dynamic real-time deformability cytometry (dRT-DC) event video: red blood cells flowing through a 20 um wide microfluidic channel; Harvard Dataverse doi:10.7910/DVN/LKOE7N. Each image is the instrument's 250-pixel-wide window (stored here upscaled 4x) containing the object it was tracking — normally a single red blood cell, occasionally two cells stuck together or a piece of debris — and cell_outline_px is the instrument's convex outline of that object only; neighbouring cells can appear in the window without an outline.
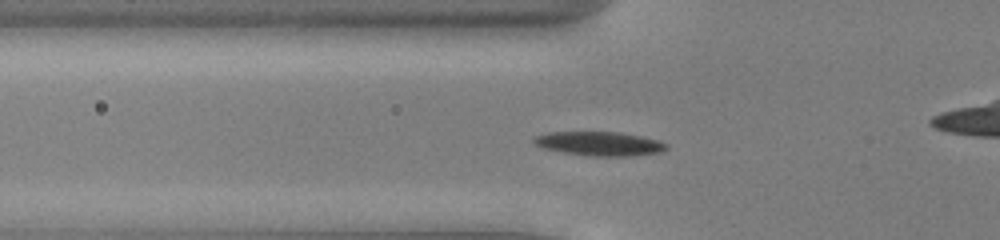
{"species": "common noctule bat (a hibernating species)", "species_latin": "Nyctalus noctula", "temperature_condition": "cold", "stored_images_in_passage": 40, "camera_frame_rate_fps": 3000, "um_per_image_px": 0.085, "animal": {"sex": "male", "body_mass_g": 13.0, "forearm_length_mm": 53.1}, "frame": {"image": 1, "passage_image": 5, "time_ms": 1.333, "image_size_px": [1000, 240], "cell_outline_px": [[668, 148], [660, 152], [632, 156], [588, 156], [564, 152], [544, 148], [532, 144], [532, 140], [536, 136], [548, 132], [620, 132], [640, 136], [656, 140], [668, 144]], "centroid_in_image_um": [50.94, 12.21], "position_along_channel_um": 74.9, "area_um2": 18.55}}
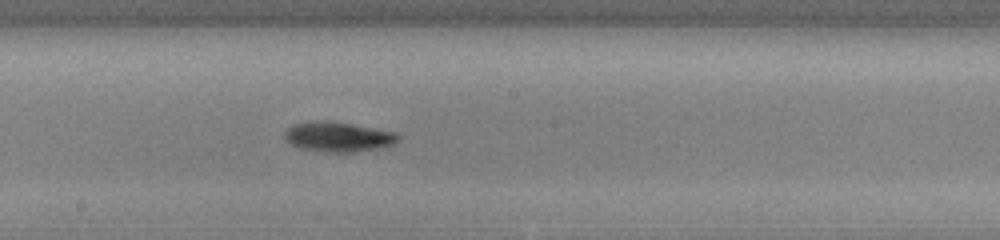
{"frame": {"image": 2, "passage_image": 16, "time_ms": 5.0, "image_size_px": [1000, 240], "cell_outline_px": [[400, 140], [392, 144], [376, 148], [352, 152], [336, 152], [296, 148], [284, 140], [284, 132], [288, 128], [296, 124], [352, 124], [396, 132], [400, 136]], "centroid_in_image_um": [28.77, 11.68], "position_along_channel_um": 219.4, "area_um2": 18.73}}
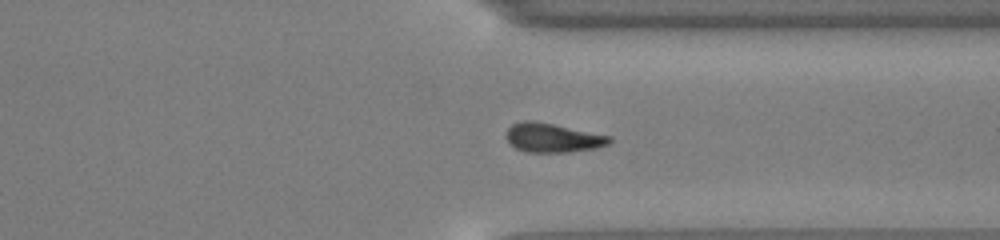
{"frame": {"image": 3, "passage_image": 27, "time_ms": 8.667, "image_size_px": [1000, 240], "cell_outline_px": [[612, 140], [608, 144], [596, 148], [568, 152], [524, 152], [516, 148], [504, 136], [508, 128], [512, 124], [524, 120], [536, 120], [612, 136]], "centroid_in_image_um": [46.97, 11.7], "position_along_channel_um": 364.4, "area_um2": 17.69}, "authors_computed_cell_mechanics": {"area_um2": 17.918, "velocity_mm_per_s": 3.947, "shape_relaxation_time_tau1_ms": 1.7994, "shape_relaxation_time_tau2_ms": null, "deformation_change_tau1": 0.0991, "deformation_change_tau2": null}}